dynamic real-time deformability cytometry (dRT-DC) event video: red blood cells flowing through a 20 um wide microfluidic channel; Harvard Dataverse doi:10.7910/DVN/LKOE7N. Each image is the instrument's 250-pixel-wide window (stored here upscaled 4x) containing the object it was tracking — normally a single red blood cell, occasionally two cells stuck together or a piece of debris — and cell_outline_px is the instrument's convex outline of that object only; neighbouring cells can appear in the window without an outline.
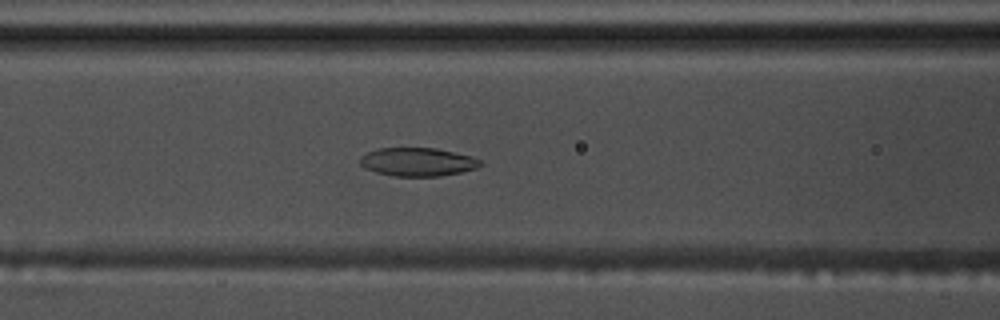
{"species": "common noctule bat (a hibernating species)", "species_latin": "Nyctalus noctula", "temperature_condition": "warm", "stored_images_in_passage": 51, "camera_frame_rate_fps": 3000, "um_per_image_px": 0.085, "animal": {"sex": "male", "body_mass_g": 17.5, "forearm_length_mm": 52.3}, "frame": {"image": 1, "passage_image": 19, "time_ms": 6.0, "image_size_px": [1000, 320], "cell_outline_px": [[484, 164], [476, 168], [460, 172], [440, 176], [396, 176], [376, 172], [364, 168], [360, 164], [360, 156], [376, 148], [436, 148], [472, 156], [480, 160]], "centroid_in_image_um": [35.49, 13.76], "position_along_channel_um": 131.1, "area_um2": 19.94}}
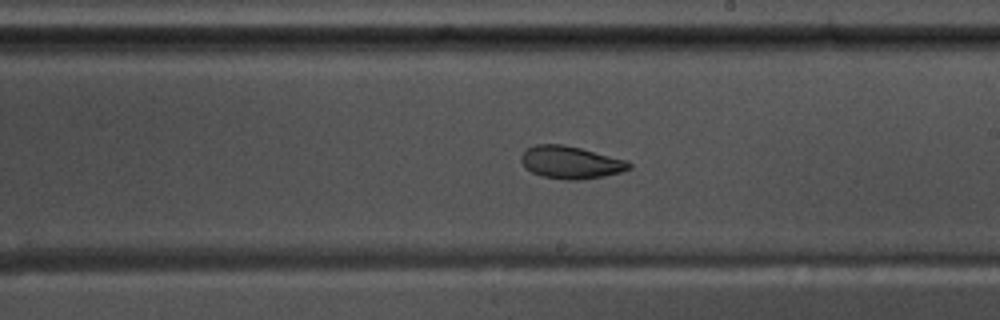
{"frame": {"image": 2, "passage_image": 28, "time_ms": 9.0, "image_size_px": [1000, 320], "cell_outline_px": [[632, 168], [620, 172], [604, 176], [580, 180], [568, 180], [540, 176], [524, 168], [520, 160], [520, 156], [524, 148], [536, 144], [564, 144], [628, 160], [632, 164]], "centroid_in_image_um": [48.47, 13.8], "position_along_channel_um": 240.5, "area_um2": 20.81}}
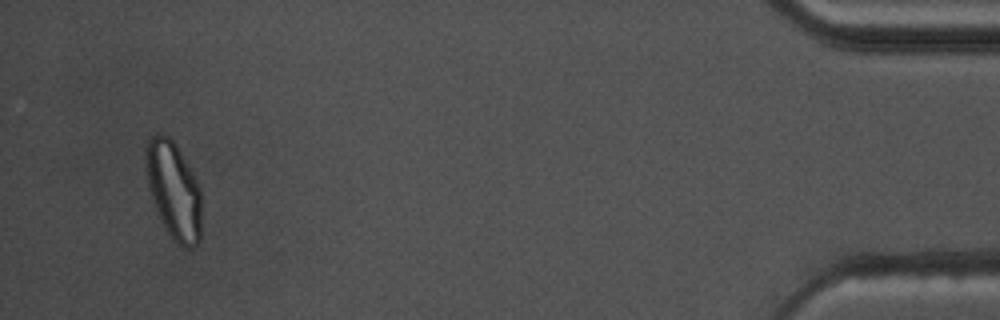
{"frame": {"image": 3, "passage_image": 49, "time_ms": 16.0, "image_size_px": [1000, 320], "cell_outline_px": [[200, 240], [192, 248], [184, 248], [176, 244], [172, 240], [156, 208], [148, 188], [144, 156], [148, 136], [156, 132], [160, 132], [168, 136], [176, 144], [192, 172], [200, 188]], "centroid_in_image_um": [14.73, 16.14], "position_along_channel_um": 420.5, "area_um2": 31.67}, "authors_computed_cell_mechanics": {"area_um2": 23.2356, "velocity_mm_per_s": 3.6657, "shape_relaxation_time_tau1_ms": 11.0706, "shape_relaxation_time_tau2_ms": 2.2788, "deformation_change_tau1": 0.2357, "deformation_change_tau2": 0.0693}}